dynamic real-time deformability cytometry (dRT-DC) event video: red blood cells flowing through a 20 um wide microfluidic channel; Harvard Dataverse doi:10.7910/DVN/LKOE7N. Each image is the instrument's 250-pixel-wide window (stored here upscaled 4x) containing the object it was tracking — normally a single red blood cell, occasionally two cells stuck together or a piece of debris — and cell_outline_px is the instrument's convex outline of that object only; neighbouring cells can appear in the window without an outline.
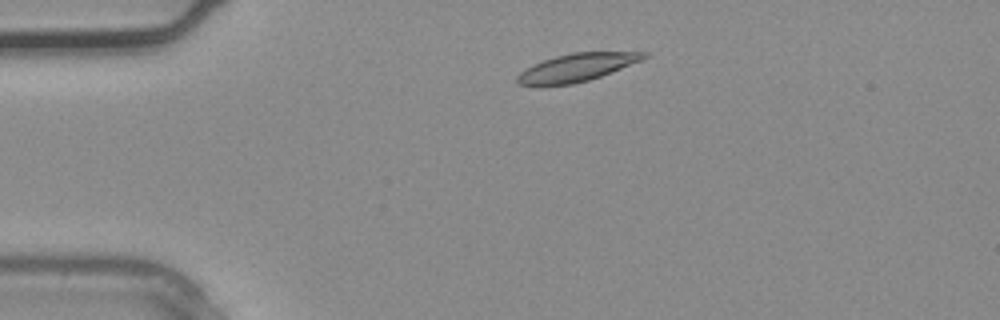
{"species": "common noctule bat (a hibernating species)", "species_latin": "Nyctalus noctula", "temperature_condition": "warm", "stored_images_in_passage": 2, "camera_frame_rate_fps": 3000, "um_per_image_px": 0.085, "animal": {"sex": "male", "body_mass_g": 20.4}, "frame": {"image": 1, "passage_image": 1, "time_ms": 0.0, "image_size_px": [1000, 320], "cell_outline_px": [[648, 56], [640, 60], [600, 76], [588, 80], [572, 84], [516, 84], [516, 76], [520, 72], [544, 60], [556, 56], [572, 52], [648, 52]], "centroid_in_image_um": [49.03, 5.72], "position_along_channel_um": 36.0, "area_um2": 19.83}}